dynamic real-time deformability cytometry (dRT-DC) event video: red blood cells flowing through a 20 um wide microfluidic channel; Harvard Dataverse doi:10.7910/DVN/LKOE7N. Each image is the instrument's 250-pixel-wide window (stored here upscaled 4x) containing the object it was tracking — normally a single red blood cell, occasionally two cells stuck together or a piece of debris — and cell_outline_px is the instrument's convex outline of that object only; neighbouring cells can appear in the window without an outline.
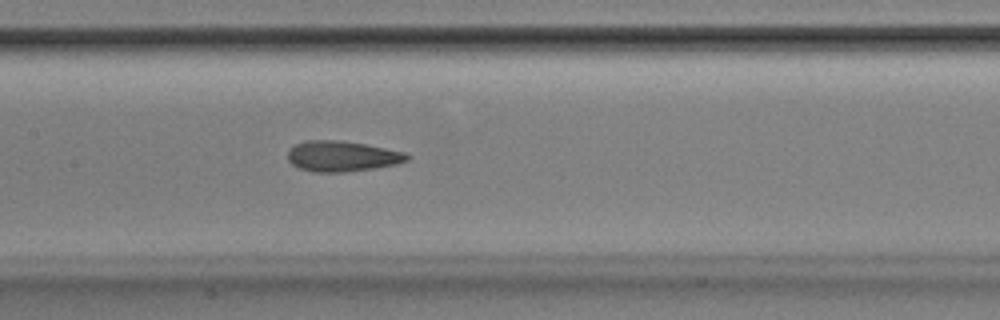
{"species": "Egyptian fruit bat (a non-hibernating species)", "species_latin": "Rousettus aegyptiacus", "temperature_condition": "room temperature", "stored_images_in_passage": 50, "camera_frame_rate_fps": 3000, "um_per_image_px": 0.085, "animal": {"sex": "male"}, "frame": {"image": 1, "passage_image": 23, "time_ms": 7.333, "image_size_px": [1000, 320], "cell_outline_px": [[412, 156], [408, 160], [396, 164], [376, 168], [344, 172], [312, 172], [300, 168], [292, 164], [288, 160], [288, 152], [296, 144], [308, 140], [340, 140], [364, 144], [404, 152]], "centroid_in_image_um": [29.09, 13.28], "position_along_channel_um": 178.3, "area_um2": 21.15}}
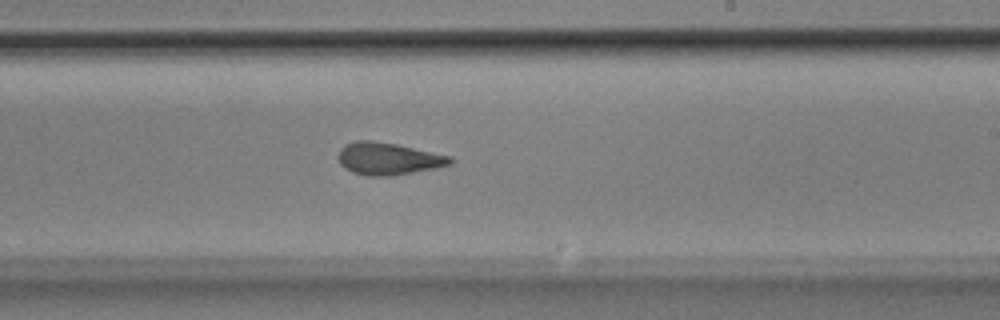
{"frame": {"image": 2, "passage_image": 29, "time_ms": 9.333, "image_size_px": [1000, 320], "cell_outline_px": [[452, 164], [436, 168], [392, 176], [368, 176], [352, 172], [344, 168], [340, 164], [336, 156], [340, 148], [344, 144], [356, 140], [372, 140], [396, 144], [452, 156]], "centroid_in_image_um": [32.96, 13.48], "position_along_channel_um": 256.0, "area_um2": 21.33}}
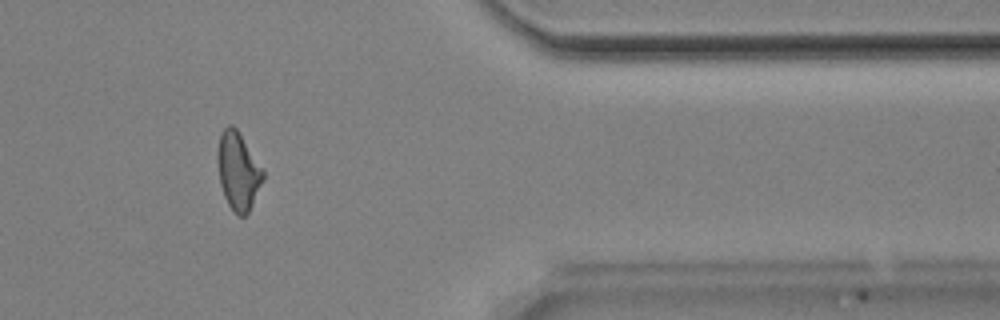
{"frame": {"image": 3, "passage_image": 41, "time_ms": 13.333, "image_size_px": [1000, 320], "cell_outline_px": [[264, 180], [248, 212], [244, 216], [236, 216], [228, 204], [224, 196], [220, 184], [216, 160], [216, 152], [220, 132], [228, 124], [232, 124], [236, 128], [264, 172]], "centroid_in_image_um": [20.2, 14.54], "position_along_channel_um": 391.2, "area_um2": 20.63}, "authors_computed_cell_mechanics": {"area_um2": 21.2126, "velocity_mm_per_s": 3.9068, "shape_relaxation_time_tau1_ms": 5.7987, "shape_relaxation_time_tau2_ms": 2.5574, "deformation_change_tau1": 0.1535, "deformation_change_tau2": 0.1058}}